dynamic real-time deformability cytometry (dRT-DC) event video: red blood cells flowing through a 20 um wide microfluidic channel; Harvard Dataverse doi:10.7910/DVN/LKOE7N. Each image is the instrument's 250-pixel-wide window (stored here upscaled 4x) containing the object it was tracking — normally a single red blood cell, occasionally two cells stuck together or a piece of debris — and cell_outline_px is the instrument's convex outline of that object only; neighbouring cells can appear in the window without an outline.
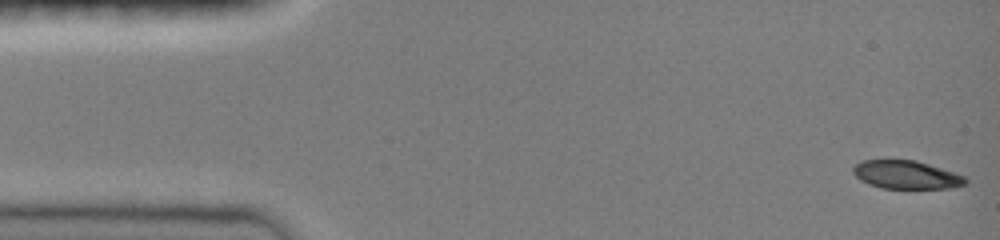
{"species": "common noctule bat (a hibernating species)", "species_latin": "Nyctalus noctula", "temperature_condition": "room temperature", "stored_images_in_passage": 47, "camera_frame_rate_fps": 3000, "um_per_image_px": 0.085, "animal": {"sex": "female", "body_mass_g": 19.0, "forearm_length_mm": 51.5}, "frame": {"image": 1, "passage_image": 1, "time_ms": 0.0, "image_size_px": [1000, 240], "cell_outline_px": [[968, 180], [964, 184], [948, 188], [880, 188], [860, 180], [852, 172], [852, 168], [860, 160], [916, 160], [964, 176]], "centroid_in_image_um": [76.98, 14.85], "position_along_channel_um": 8.0, "area_um2": 18.26}}
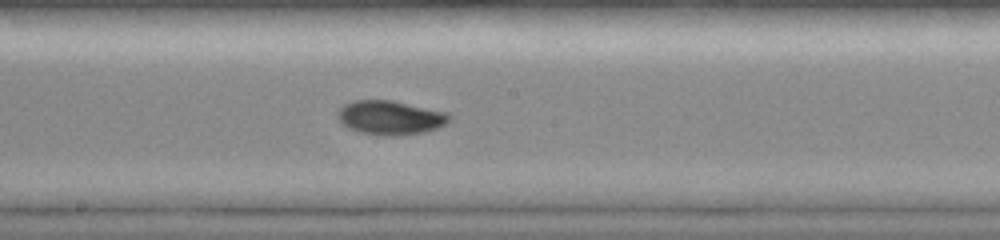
{"frame": {"image": 2, "passage_image": 25, "time_ms": 8.0, "image_size_px": [1000, 240], "cell_outline_px": [[452, 120], [436, 128], [424, 132], [396, 136], [384, 136], [360, 132], [348, 128], [336, 116], [336, 112], [344, 104], [352, 100], [392, 100], [448, 112], [452, 116]], "centroid_in_image_um": [33.18, 9.99], "position_along_channel_um": 215.0, "area_um2": 22.37}}
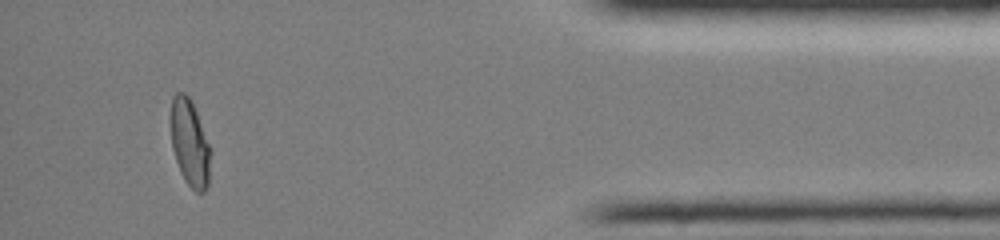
{"frame": {"image": 3, "passage_image": 43, "time_ms": 14.0, "image_size_px": [1000, 240], "cell_outline_px": [[208, 184], [204, 192], [196, 192], [184, 180], [180, 172], [172, 148], [168, 120], [168, 116], [172, 96], [176, 92], [184, 92], [192, 100], [208, 144]], "centroid_in_image_um": [16.04, 12.06], "position_along_channel_um": 419.2, "area_um2": 20.11}, "authors_computed_cell_mechanics": {"area_um2": 20.6346, "velocity_mm_per_s": 4.0733, "shape_relaxation_time_tau1_ms": 6.2715, "shape_relaxation_time_tau2_ms": 2.8238, "deformation_change_tau1": 0.2267, "deformation_change_tau2": 0.0486}}